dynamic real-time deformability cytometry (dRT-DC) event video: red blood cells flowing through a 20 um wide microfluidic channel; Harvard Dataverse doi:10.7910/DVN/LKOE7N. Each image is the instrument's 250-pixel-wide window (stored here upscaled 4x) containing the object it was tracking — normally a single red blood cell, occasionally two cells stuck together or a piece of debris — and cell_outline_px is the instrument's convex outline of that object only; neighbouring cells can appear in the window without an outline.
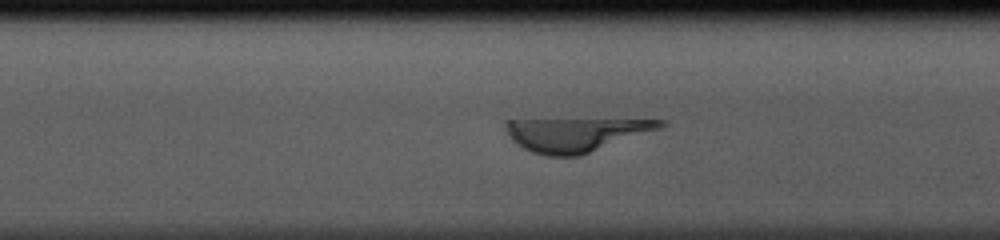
{"species": "human", "species_latin": "Homo sapiens", "temperature_condition": "cold", "stored_images_in_passage": 29, "segment_of_instrument_passage": [2, 2], "camera_frame_rate_fps": 3000, "um_per_image_px": 0.085, "donor": {"sex": "male"}, "frame": {"image": 1, "passage_image": 29, "time_ms": 9.333, "image_size_px": [1000, 240], "cell_outline_px": [[668, 124], [660, 128], [580, 156], [548, 156], [532, 152], [516, 144], [512, 140], [504, 124], [504, 120], [668, 120]], "centroid_in_image_um": [48.93, 11.43], "position_along_channel_um": 321.7, "area_um2": 29.88}}